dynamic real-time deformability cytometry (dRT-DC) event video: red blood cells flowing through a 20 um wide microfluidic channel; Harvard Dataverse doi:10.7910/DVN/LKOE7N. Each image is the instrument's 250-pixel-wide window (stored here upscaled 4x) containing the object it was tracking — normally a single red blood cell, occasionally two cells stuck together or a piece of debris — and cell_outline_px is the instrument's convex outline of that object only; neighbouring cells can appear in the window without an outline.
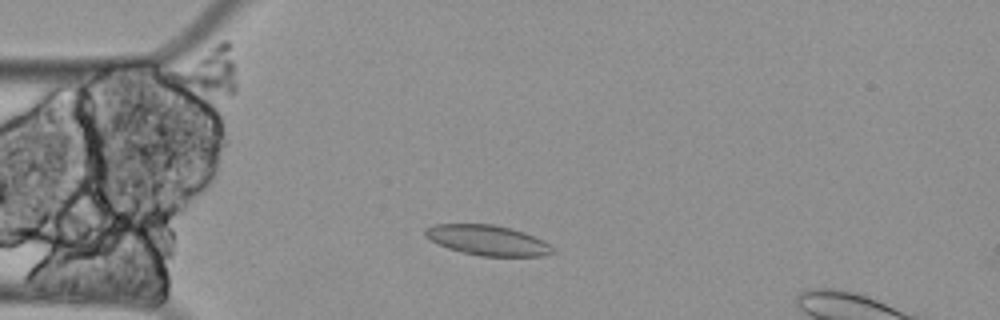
{"species": "Egyptian fruit bat (a non-hibernating species)", "species_latin": "Rousettus aegyptiacus", "temperature_condition": "cold", "stored_images_in_passage": 56, "camera_frame_rate_fps": 3000, "um_per_image_px": 0.085, "animal": {"sex": "female"}, "frame": {"image": 1, "passage_image": 10, "time_ms": 3.0, "image_size_px": [1000, 320], "cell_outline_px": [[556, 252], [544, 256], [480, 256], [448, 248], [424, 236], [424, 228], [432, 224], [492, 224], [524, 232], [544, 240]], "centroid_in_image_um": [41.44, 20.42], "position_along_channel_um": 43.6, "area_um2": 22.31}}
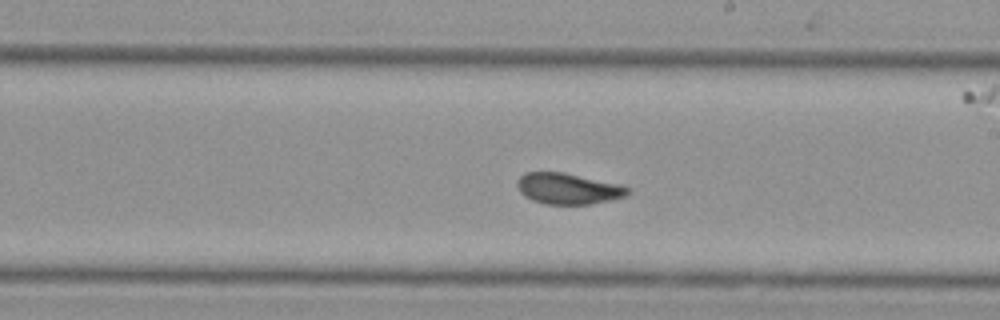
{"frame": {"image": 2, "passage_image": 29, "time_ms": 9.333, "image_size_px": [1000, 320], "cell_outline_px": [[632, 192], [628, 196], [592, 204], [544, 204], [532, 200], [524, 196], [520, 192], [516, 184], [516, 180], [524, 172], [564, 172], [620, 184], [632, 188]], "centroid_in_image_um": [48.32, 16.03], "position_along_channel_um": 240.7, "area_um2": 20.35}}
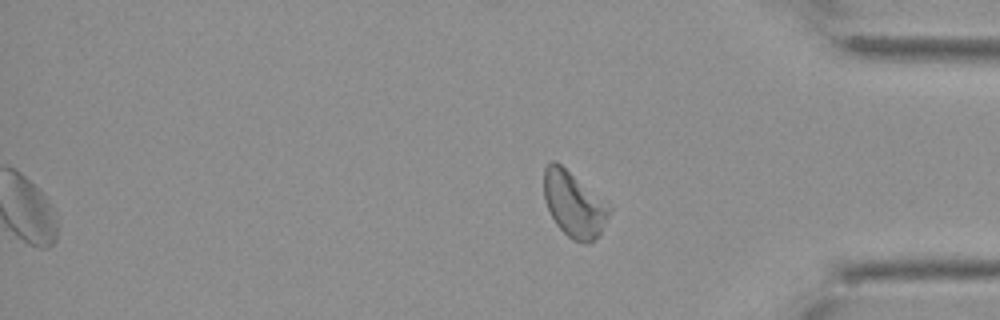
{"frame": {"image": 3, "passage_image": 56, "time_ms": 18.333, "image_size_px": [1000, 320], "cell_outline_px": [[612, 212], [600, 232], [588, 244], [584, 244], [572, 240], [556, 224], [544, 200], [544, 168], [552, 160], [556, 160], [612, 208]], "centroid_in_image_um": [48.77, 17.37], "position_along_channel_um": 386.4, "area_um2": 24.57}, "authors_computed_cell_mechanics": {"area_um2": 21.675, "velocity_mm_per_s": 3.2596, "shape_relaxation_time_tau1_ms": null, "shape_relaxation_time_tau2_ms": 1.5839, "deformation_change_tau1": null, "deformation_change_tau2": 0.0775}}